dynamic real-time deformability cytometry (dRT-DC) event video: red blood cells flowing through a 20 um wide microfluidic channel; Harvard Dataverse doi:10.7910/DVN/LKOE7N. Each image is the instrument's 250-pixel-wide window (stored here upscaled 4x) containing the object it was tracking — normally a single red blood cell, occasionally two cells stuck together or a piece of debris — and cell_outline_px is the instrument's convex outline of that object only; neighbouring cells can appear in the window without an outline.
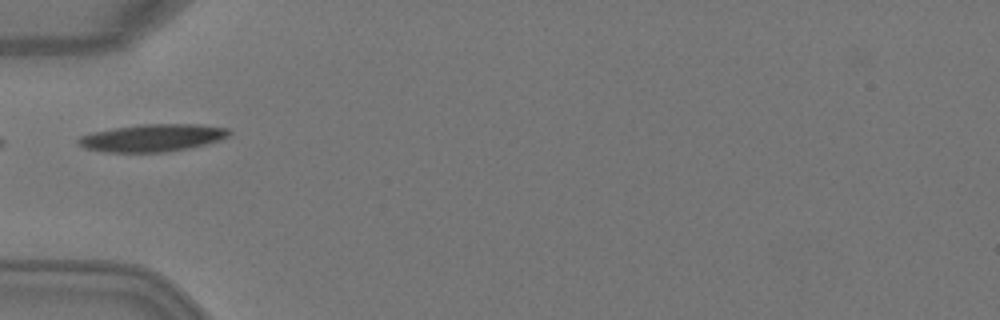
{"species": "Egyptian fruit bat (a non-hibernating species)", "species_latin": "Rousettus aegyptiacus", "temperature_condition": "warm", "stored_images_in_passage": 5, "camera_frame_rate_fps": 3000, "um_per_image_px": 0.085, "animal": {"sex": "female"}, "frame": {"image": 1, "passage_image": 4, "time_ms": 1.0, "image_size_px": [1000, 320], "cell_outline_px": [[232, 132], [228, 136], [220, 140], [188, 148], [164, 152], [104, 152], [84, 148], [76, 140], [80, 136], [92, 132], [140, 124], [196, 124], [228, 128]], "centroid_in_image_um": [12.95, 11.71], "position_along_channel_um": 72.0, "area_um2": 23.99}}